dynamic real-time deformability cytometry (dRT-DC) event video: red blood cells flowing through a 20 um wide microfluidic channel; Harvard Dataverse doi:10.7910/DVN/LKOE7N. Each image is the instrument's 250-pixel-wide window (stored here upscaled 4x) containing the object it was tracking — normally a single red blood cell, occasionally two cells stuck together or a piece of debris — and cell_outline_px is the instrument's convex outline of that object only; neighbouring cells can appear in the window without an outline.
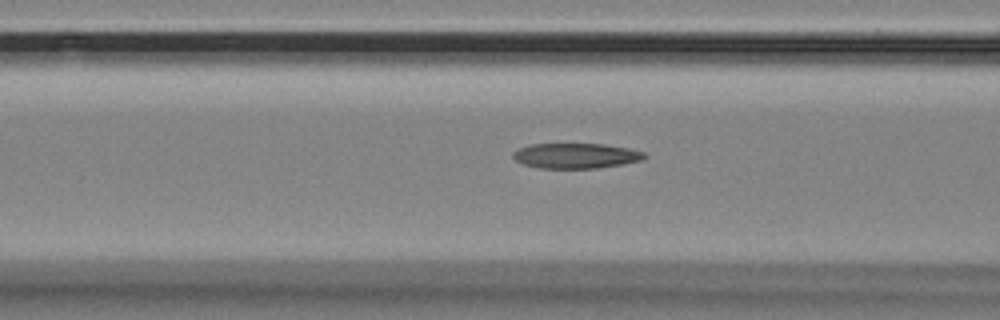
{"species": "Egyptian fruit bat (a non-hibernating species)", "species_latin": "Rousettus aegyptiacus", "temperature_condition": "room temperature", "stored_images_in_passage": 42, "camera_frame_rate_fps": 3000, "um_per_image_px": 0.085, "animal": {"sex": "female"}, "frame": {"image": 1, "passage_image": 18, "time_ms": 5.667, "image_size_px": [1000, 320], "cell_outline_px": [[648, 156], [644, 160], [624, 164], [596, 168], [540, 168], [524, 164], [516, 160], [512, 156], [512, 152], [528, 144], [604, 144], [628, 148], [644, 152]], "centroid_in_image_um": [48.98, 13.24], "position_along_channel_um": 117.6, "area_um2": 19.36}}
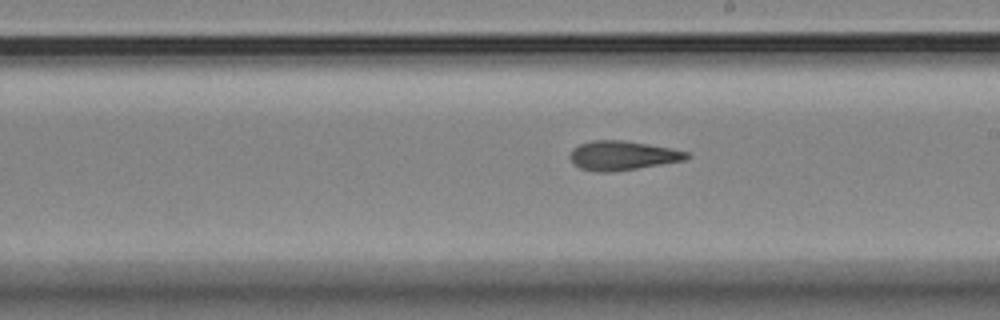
{"frame": {"image": 2, "passage_image": 28, "time_ms": 9.0, "image_size_px": [1000, 320], "cell_outline_px": [[692, 156], [684, 160], [612, 172], [596, 172], [580, 168], [568, 156], [572, 148], [580, 144], [592, 140], [624, 140], [672, 148], [688, 152]], "centroid_in_image_um": [52.9, 13.21], "position_along_channel_um": 236.1, "area_um2": 19.83}}
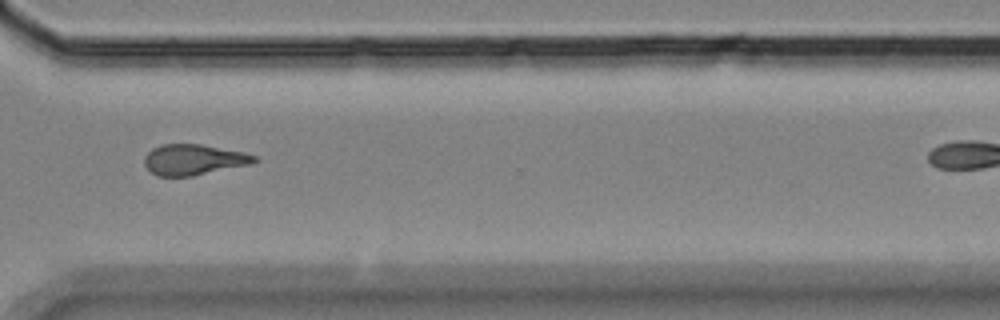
{"frame": {"image": 3, "passage_image": 38, "time_ms": 12.333, "image_size_px": [1000, 320], "cell_outline_px": [[260, 160], [252, 164], [192, 176], [156, 176], [144, 164], [144, 156], [152, 148], [160, 144], [200, 144], [244, 152], [256, 156]], "centroid_in_image_um": [16.47, 13.57], "position_along_channel_um": 354.1, "area_um2": 19.77}}